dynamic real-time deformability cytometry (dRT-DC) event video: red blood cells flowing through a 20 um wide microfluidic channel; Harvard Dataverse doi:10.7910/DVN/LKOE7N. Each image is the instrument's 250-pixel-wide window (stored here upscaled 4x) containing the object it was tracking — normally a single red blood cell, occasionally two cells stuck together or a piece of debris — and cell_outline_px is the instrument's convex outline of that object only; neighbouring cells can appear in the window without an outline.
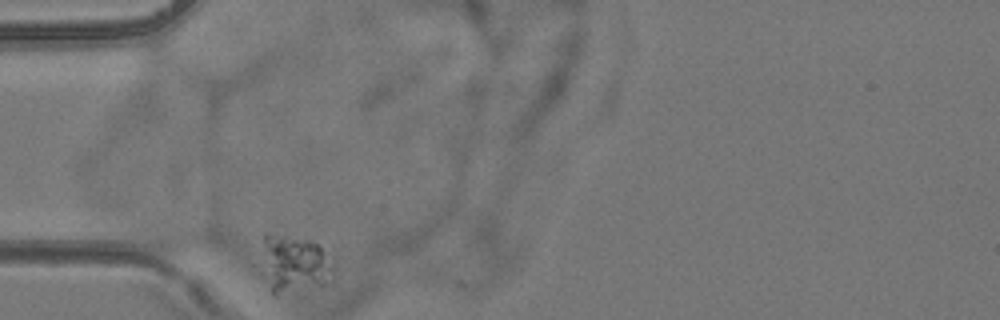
{"species": "common noctule bat (a hibernating species)", "species_latin": "Nyctalus noctula", "temperature_condition": "room temperature", "stored_images_in_passage": 2, "camera_frame_rate_fps": 3000, "um_per_image_px": 0.085, "animal": {"sex": "female", "body_mass_g": 24.6, "forearm_length_mm": 56.2}, "frame": {"image": 1, "passage_image": 1, "time_ms": 0.0, "image_size_px": [1000, 320], "cell_outline_px": [[332, 284], [320, 288], [276, 296], [272, 292], [264, 240], [264, 232], [268, 232], [312, 240], [320, 244], [332, 264]], "centroid_in_image_um": [25.17, 22.46], "position_along_channel_um": 59.8, "area_um2": 23.76}}